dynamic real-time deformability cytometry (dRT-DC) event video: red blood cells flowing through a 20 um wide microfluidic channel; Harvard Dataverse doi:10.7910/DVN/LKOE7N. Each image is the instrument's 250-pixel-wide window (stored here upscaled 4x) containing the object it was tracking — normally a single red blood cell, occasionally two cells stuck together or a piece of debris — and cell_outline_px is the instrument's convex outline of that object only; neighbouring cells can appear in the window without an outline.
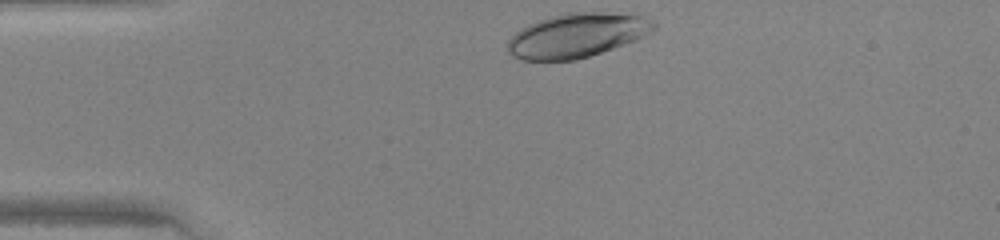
{"species": "human", "species_latin": "Homo sapiens", "temperature_condition": "warm", "stored_images_in_passage": 29, "camera_frame_rate_fps": 3000, "um_per_image_px": 0.085, "donor": {"sex": "female"}, "frame": {"image": 1, "passage_image": 1, "time_ms": 0.0, "image_size_px": [1000, 240], "cell_outline_px": [[656, 28], [652, 32], [636, 40], [576, 60], [520, 60], [512, 56], [508, 52], [508, 40], [520, 28], [536, 20], [564, 12], [600, 12], [640, 16], [652, 20], [656, 24]], "centroid_in_image_um": [49.0, 3.0], "position_along_channel_um": 36.0, "area_um2": 37.57}}
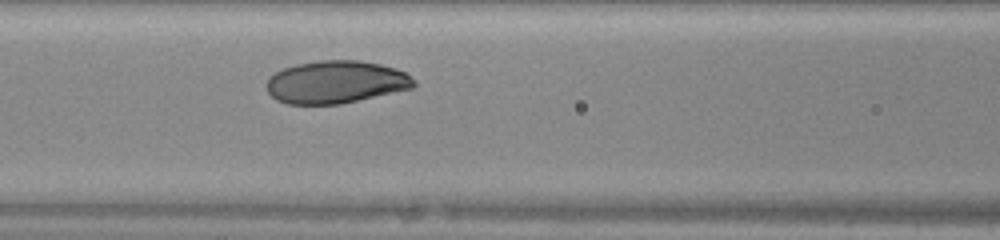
{"frame": {"image": 2, "passage_image": 11, "time_ms": 3.333, "image_size_px": [1000, 240], "cell_outline_px": [[416, 84], [412, 88], [340, 104], [288, 104], [276, 100], [268, 92], [268, 80], [276, 72], [284, 68], [296, 64], [320, 60], [360, 60], [380, 64], [396, 68], [404, 72], [416, 80]], "centroid_in_image_um": [28.57, 6.97], "position_along_channel_um": 138.0, "area_um2": 36.41}}
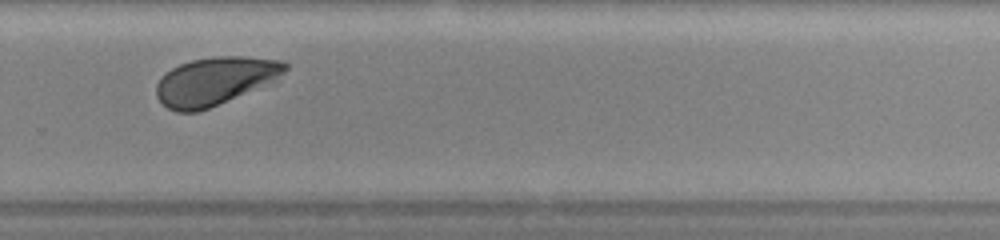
{"frame": {"image": 3, "passage_image": 23, "time_ms": 7.333, "image_size_px": [1000, 240], "cell_outline_px": [[288, 68], [276, 80], [208, 108], [196, 112], [176, 112], [168, 108], [156, 96], [156, 84], [172, 68], [180, 64], [192, 60], [216, 56], [240, 56], [284, 60], [288, 64]], "centroid_in_image_um": [18.29, 6.87], "position_along_channel_um": 311.5, "area_um2": 35.55}}